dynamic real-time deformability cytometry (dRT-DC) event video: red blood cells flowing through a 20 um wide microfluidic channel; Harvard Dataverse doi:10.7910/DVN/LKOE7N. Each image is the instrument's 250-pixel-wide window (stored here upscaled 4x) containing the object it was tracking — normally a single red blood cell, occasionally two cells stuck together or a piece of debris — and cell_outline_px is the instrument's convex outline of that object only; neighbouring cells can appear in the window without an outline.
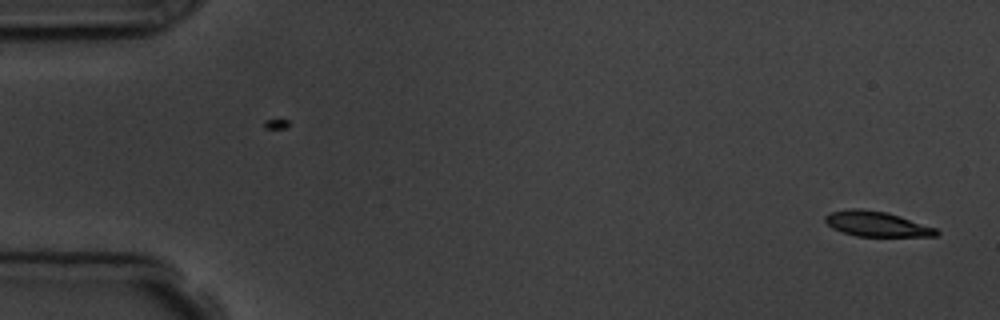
{"species": "common noctule bat (a hibernating species)", "species_latin": "Nyctalus noctula", "temperature_condition": "room temperature", "stored_images_in_passage": 5, "camera_frame_rate_fps": 3000, "um_per_image_px": 0.085, "animal": {"sex": "male", "body_mass_g": 19.5, "forearm_length_mm": 54.6}, "frame": {"image": 1, "passage_image": 1, "time_ms": 0.0, "image_size_px": [1000, 320], "cell_outline_px": [[940, 232], [936, 236], [856, 236], [840, 232], [832, 228], [824, 220], [824, 216], [828, 212], [852, 208], [860, 208], [888, 212], [936, 228]], "centroid_in_image_um": [74.47, 19.03], "position_along_channel_um": 10.5, "area_um2": 16.42}}
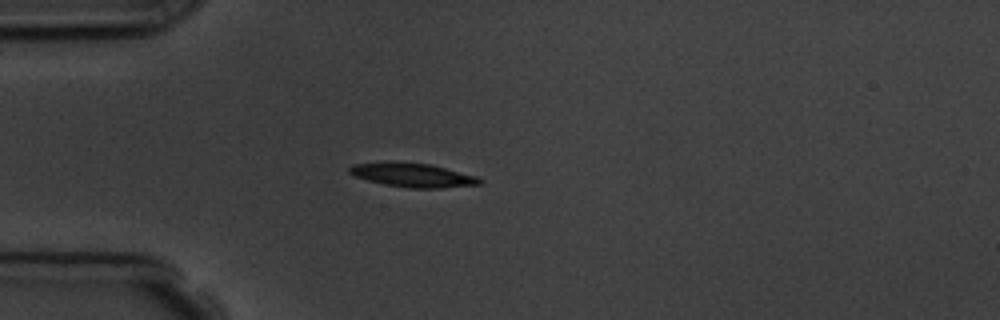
{"frame": {"image": 2, "passage_image": 5, "time_ms": 4.333, "image_size_px": [1000, 320], "cell_outline_px": [[484, 180], [480, 184], [440, 188], [408, 188], [368, 180], [356, 176], [348, 172], [348, 168], [352, 164], [392, 160], [428, 164], [476, 176]], "centroid_in_image_um": [35.04, 14.86], "position_along_channel_um": 50.0, "area_um2": 18.15}}